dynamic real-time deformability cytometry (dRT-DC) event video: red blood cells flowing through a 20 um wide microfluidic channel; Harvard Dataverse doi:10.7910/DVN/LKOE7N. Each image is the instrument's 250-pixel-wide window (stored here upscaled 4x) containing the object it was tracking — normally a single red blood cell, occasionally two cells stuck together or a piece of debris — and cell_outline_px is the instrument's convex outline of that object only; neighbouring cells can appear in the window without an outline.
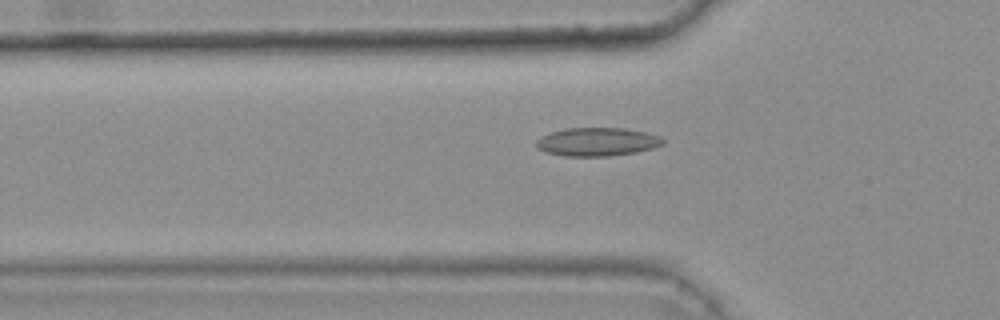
{"species": "common noctule bat (a hibernating species)", "species_latin": "Nyctalus noctula", "temperature_condition": "warm", "stored_images_in_passage": 48, "camera_frame_rate_fps": 3000, "um_per_image_px": 0.085, "animal": {"sex": "female", "body_mass_g": 25.1}, "frame": {"image": 1, "passage_image": 18, "time_ms": 5.667, "image_size_px": [1000, 320], "cell_outline_px": [[664, 144], [652, 148], [636, 152], [608, 156], [564, 156], [544, 152], [536, 148], [536, 140], [540, 136], [564, 128], [624, 128], [644, 132], [660, 136], [664, 140]], "centroid_in_image_um": [50.72, 12.06], "position_along_channel_um": 75.1, "area_um2": 21.04}}
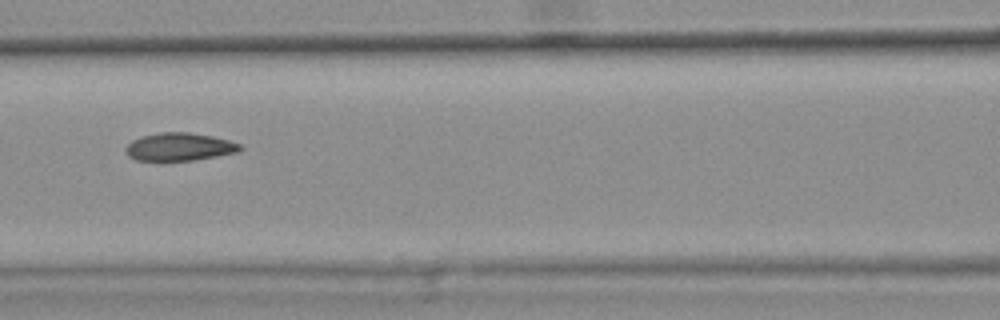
{"frame": {"image": 2, "passage_image": 24, "time_ms": 7.667, "image_size_px": [1000, 320], "cell_outline_px": [[244, 148], [236, 152], [216, 156], [192, 160], [136, 160], [128, 156], [124, 148], [132, 140], [140, 136], [160, 132], [188, 132], [212, 136], [228, 140], [240, 144]], "centroid_in_image_um": [15.22, 12.47], "position_along_channel_um": 151.4, "area_um2": 18.5}}
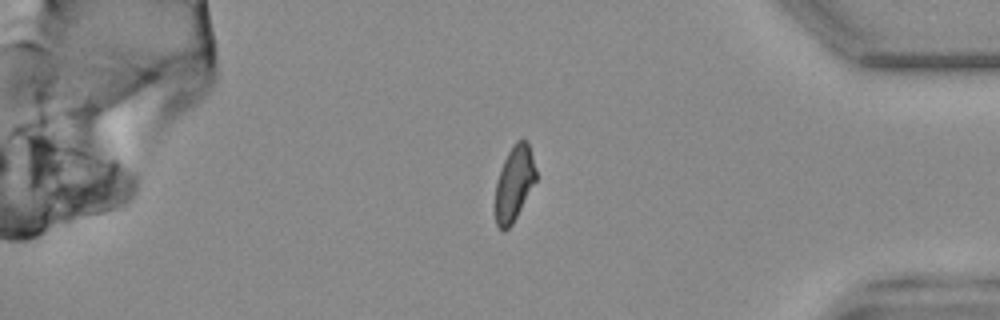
{"frame": {"image": 3, "passage_image": 45, "time_ms": 14.667, "image_size_px": [1000, 320], "cell_outline_px": [[536, 180], [512, 224], [504, 232], [496, 224], [496, 184], [504, 160], [508, 152], [516, 140], [528, 140], [536, 168]], "centroid_in_image_um": [43.72, 15.56], "position_along_channel_um": 391.5, "area_um2": 17.46}, "authors_computed_cell_mechanics": {"area_um2": 19.074, "velocity_mm_per_s": 3.7862, "shape_relaxation_time_tau1_ms": null, "shape_relaxation_time_tau2_ms": 1.7365, "deformation_change_tau1": null, "deformation_change_tau2": 0.0644}}